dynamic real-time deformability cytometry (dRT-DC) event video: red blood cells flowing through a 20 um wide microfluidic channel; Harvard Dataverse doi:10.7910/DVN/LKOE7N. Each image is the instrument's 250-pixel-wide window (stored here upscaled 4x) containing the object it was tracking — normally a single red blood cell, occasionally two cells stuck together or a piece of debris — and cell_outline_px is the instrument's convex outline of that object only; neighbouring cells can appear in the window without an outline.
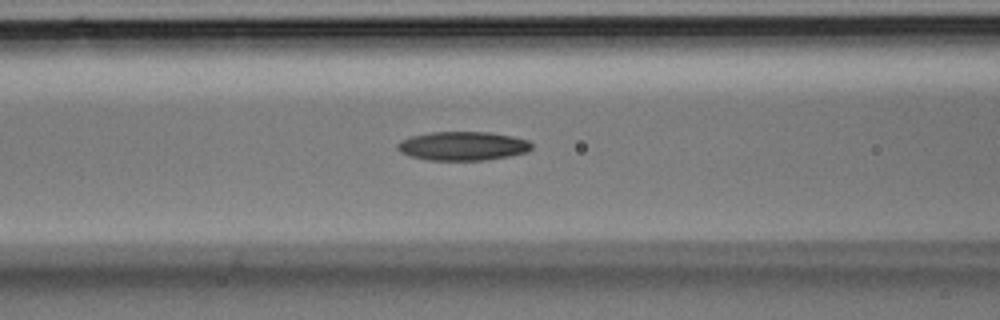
{"species": "Egyptian fruit bat (a non-hibernating species)", "species_latin": "Rousettus aegyptiacus", "temperature_condition": "room temperature", "stored_images_in_passage": 29, "camera_frame_rate_fps": 3000, "um_per_image_px": 0.085, "animal": {"sex": "male"}, "frame": {"image": 1, "passage_image": 8, "time_ms": 2.333, "image_size_px": [1000, 320], "cell_outline_px": [[532, 148], [528, 152], [508, 156], [484, 160], [428, 160], [412, 156], [400, 152], [396, 148], [396, 144], [400, 140], [412, 136], [428, 132], [492, 132], [512, 136], [528, 140], [532, 144]], "centroid_in_image_um": [39.33, 12.4], "position_along_channel_um": 127.3, "area_um2": 22.66}}
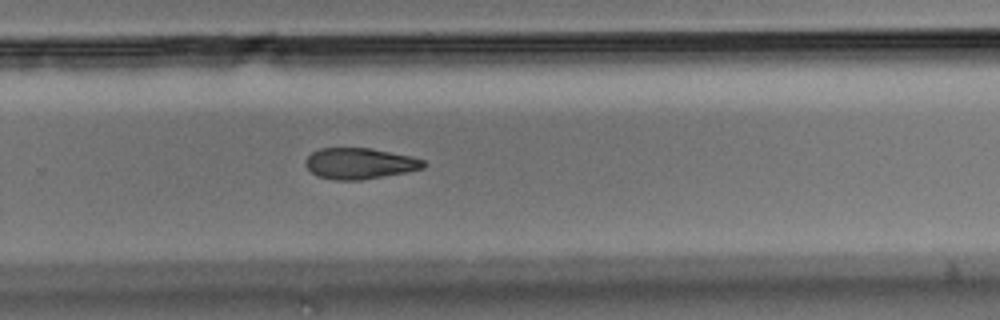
{"frame": {"image": 2, "passage_image": 17, "time_ms": 5.333, "image_size_px": [1000, 320], "cell_outline_px": [[428, 164], [424, 168], [384, 176], [360, 180], [336, 180], [320, 176], [312, 172], [304, 164], [304, 160], [312, 152], [320, 148], [372, 148], [412, 156], [424, 160]], "centroid_in_image_um": [30.59, 13.88], "position_along_channel_um": 299.2, "area_um2": 21.33}}
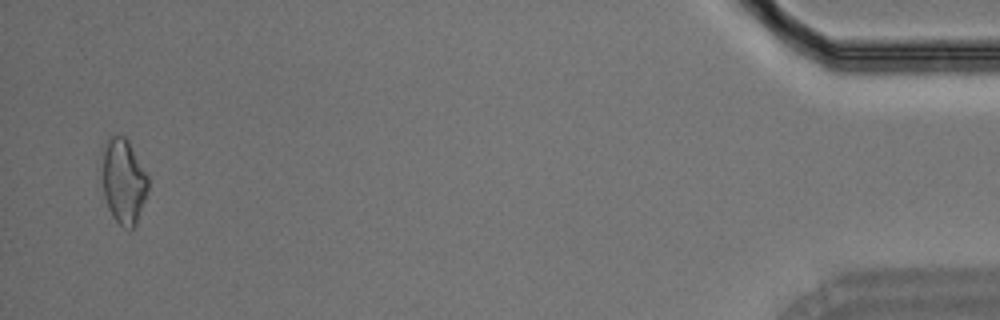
{"frame": {"image": 3, "passage_image": 28, "time_ms": 9.0, "image_size_px": [1000, 320], "cell_outline_px": [[148, 188], [136, 224], [132, 228], [124, 228], [112, 216], [108, 208], [96, 176], [100, 152], [108, 140], [112, 136], [124, 136], [128, 140], [148, 176]], "centroid_in_image_um": [10.38, 15.36], "position_along_channel_um": 424.8, "area_um2": 23.81}}